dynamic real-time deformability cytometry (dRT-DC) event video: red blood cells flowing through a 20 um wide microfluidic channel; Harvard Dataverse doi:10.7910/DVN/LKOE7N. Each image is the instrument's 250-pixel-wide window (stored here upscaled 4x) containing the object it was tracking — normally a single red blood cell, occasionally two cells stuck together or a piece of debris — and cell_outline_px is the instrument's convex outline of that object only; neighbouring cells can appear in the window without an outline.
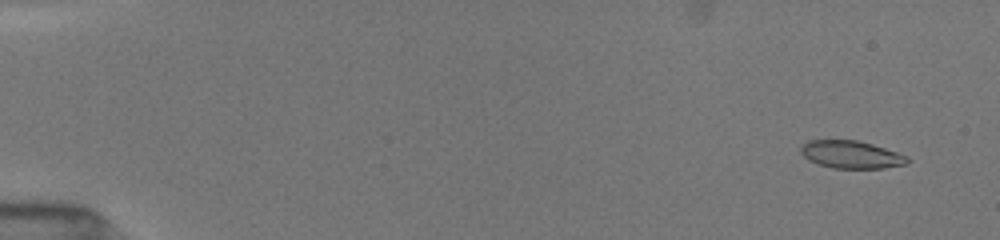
{"species": "common noctule bat (a hibernating species)", "species_latin": "Nyctalus noctula", "temperature_condition": "room temperature", "stored_images_in_passage": 25, "camera_frame_rate_fps": 3000, "um_per_image_px": 0.085, "animal": {"sex": "female", "body_mass_g": 19.5, "forearm_length_mm": 54.1}, "frame": {"image": 1, "passage_image": 4, "time_ms": 1.0, "image_size_px": [1000, 240], "cell_outline_px": [[908, 160], [904, 164], [884, 168], [832, 168], [808, 160], [800, 152], [800, 144], [808, 140], [856, 140], [872, 144], [908, 156]], "centroid_in_image_um": [72.29, 13.13], "position_along_channel_um": 12.7, "area_um2": 17.05}}
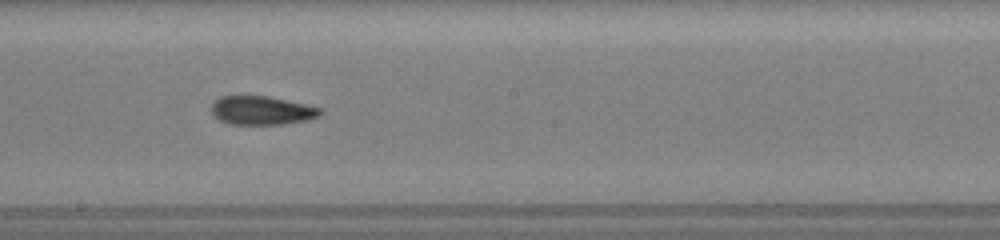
{"frame": {"image": 2, "passage_image": 16, "time_ms": 10.0, "image_size_px": [1000, 240], "cell_outline_px": [[324, 112], [320, 116], [308, 120], [284, 124], [228, 124], [212, 116], [212, 104], [220, 96], [268, 96], [324, 108]], "centroid_in_image_um": [22.29, 9.39], "position_along_channel_um": 225.9, "area_um2": 18.38}}
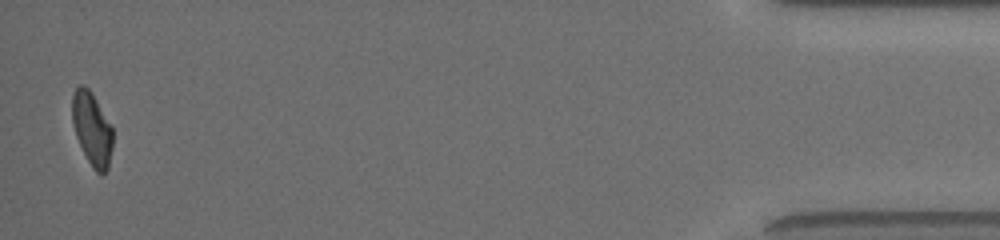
{"frame": {"image": 3, "passage_image": 25, "time_ms": 17.0, "image_size_px": [1000, 240], "cell_outline_px": [[112, 148], [108, 168], [100, 176], [92, 168], [76, 136], [72, 124], [72, 96], [76, 88], [80, 84], [84, 84], [92, 92], [112, 124]], "centroid_in_image_um": [7.83, 10.93], "position_along_channel_um": 427.4, "area_um2": 17.51}, "authors_computed_cell_mechanics": {"area_um2": 18.0914, "velocity_mm_per_s": 4.0236, "shape_relaxation_time_tau1_ms": null, "shape_relaxation_time_tau2_ms": 2.7582, "deformation_change_tau1": null, "deformation_change_tau2": 0.0994}}